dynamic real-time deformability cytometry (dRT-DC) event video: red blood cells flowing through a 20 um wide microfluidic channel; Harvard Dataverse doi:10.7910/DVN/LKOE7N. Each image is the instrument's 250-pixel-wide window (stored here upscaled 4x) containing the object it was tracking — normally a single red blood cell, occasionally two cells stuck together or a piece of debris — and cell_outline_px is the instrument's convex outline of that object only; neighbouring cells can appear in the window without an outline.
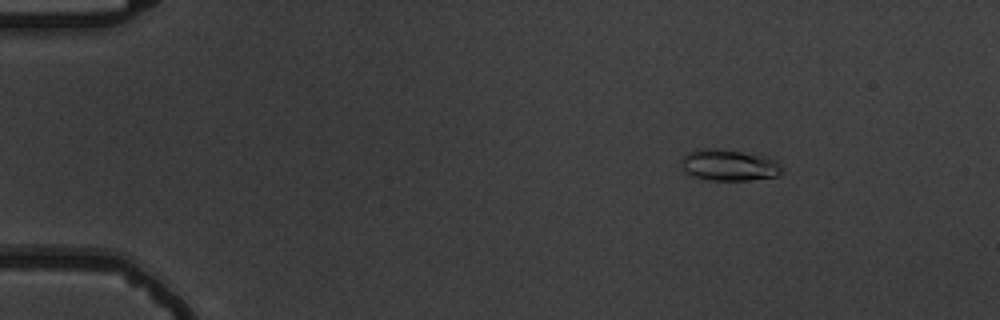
{"species": "common noctule bat (a hibernating species)", "species_latin": "Nyctalus noctula", "temperature_condition": "warm", "stored_images_in_passage": 7, "camera_frame_rate_fps": 3000, "um_per_image_px": 0.085, "animal": {"sex": "male", "body_mass_g": 19.5, "forearm_length_mm": 54.6}, "frame": {"image": 1, "passage_image": 2, "time_ms": 1.333, "image_size_px": [1000, 320], "cell_outline_px": [[784, 172], [776, 176], [748, 180], [708, 180], [684, 172], [680, 168], [680, 160], [688, 152], [696, 148], [716, 148], [768, 156], [776, 160], [780, 164]], "centroid_in_image_um": [61.95, 14.02], "position_along_channel_um": 23.1, "area_um2": 18.67}}
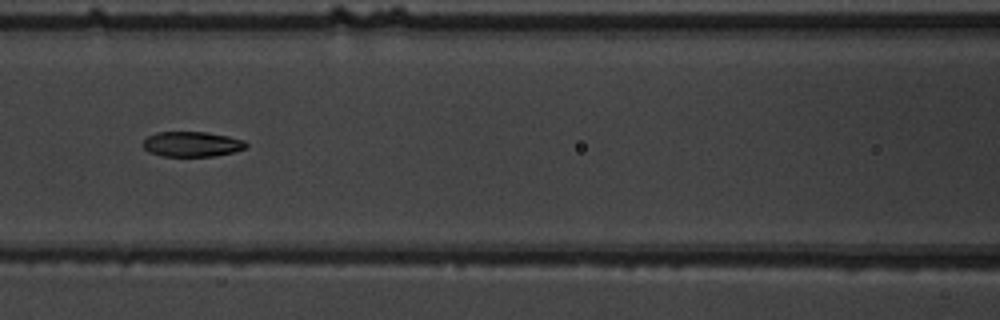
{"frame": {"image": 2, "passage_image": 7, "time_ms": 7.333, "image_size_px": [1000, 320], "cell_outline_px": [[248, 144], [244, 148], [232, 152], [212, 156], [160, 156], [148, 152], [144, 148], [144, 140], [148, 136], [156, 132], [208, 132], [228, 136], [244, 140]], "centroid_in_image_um": [16.29, 12.25], "position_along_channel_um": 150.3, "area_um2": 15.03}}